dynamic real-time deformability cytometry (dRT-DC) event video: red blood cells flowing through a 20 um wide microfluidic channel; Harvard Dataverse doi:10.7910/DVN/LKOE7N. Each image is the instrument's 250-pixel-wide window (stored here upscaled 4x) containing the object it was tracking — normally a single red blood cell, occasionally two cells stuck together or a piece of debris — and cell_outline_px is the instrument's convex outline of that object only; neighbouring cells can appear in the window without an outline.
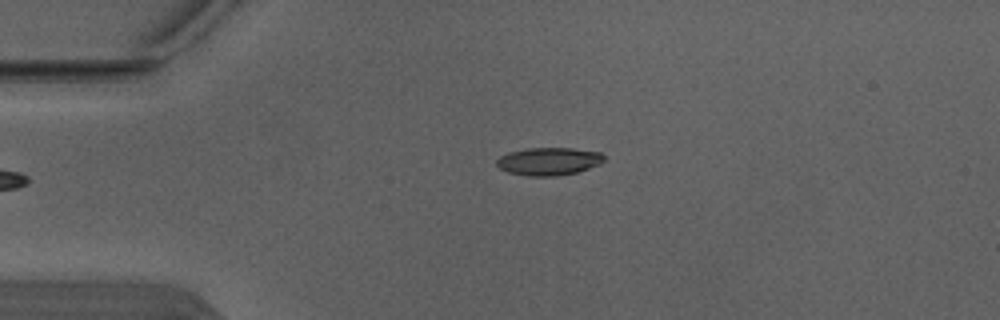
{"species": "Egyptian fruit bat (a non-hibernating species)", "species_latin": "Rousettus aegyptiacus", "temperature_condition": "warm", "stored_images_in_passage": 5, "segment_of_instrument_passage": [2, 2], "camera_frame_rate_fps": 3000, "um_per_image_px": 0.085, "animal": {"sex": "male"}, "frame": {"image": 1, "passage_image": 5, "time_ms": 1.333, "image_size_px": [1000, 320], "cell_outline_px": [[604, 160], [600, 164], [576, 172], [556, 176], [528, 176], [508, 172], [500, 168], [496, 164], [496, 160], [500, 156], [508, 152], [528, 148], [572, 148], [600, 152], [604, 156]], "centroid_in_image_um": [46.63, 13.71], "position_along_channel_um": 38.4, "area_um2": 17.34}}